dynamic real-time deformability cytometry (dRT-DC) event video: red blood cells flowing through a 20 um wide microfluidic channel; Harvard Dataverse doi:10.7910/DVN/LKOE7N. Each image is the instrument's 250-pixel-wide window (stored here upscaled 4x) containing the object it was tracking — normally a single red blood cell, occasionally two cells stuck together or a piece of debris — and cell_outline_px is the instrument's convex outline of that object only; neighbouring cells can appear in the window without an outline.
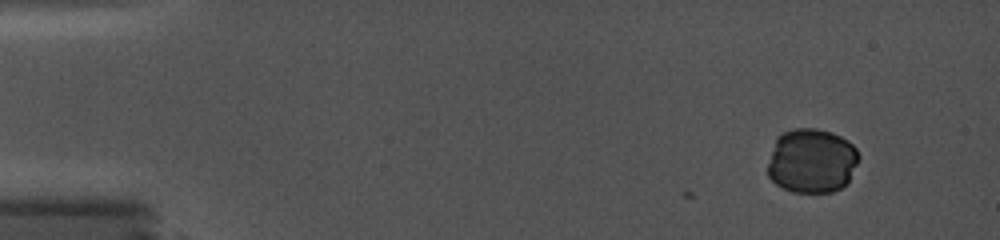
{"species": "common noctule bat (a hibernating species)", "species_latin": "Nyctalus noctula", "temperature_condition": "cold", "stored_images_in_passage": 4, "camera_frame_rate_fps": 5000, "um_per_image_px": 0.085, "animal": {"sex": "female", "body_mass_g": 19.0, "forearm_length_mm": 56.7}, "frame": {"image": 1, "passage_image": 4, "time_ms": 0.6, "image_size_px": [1000, 240], "cell_outline_px": [[860, 156], [848, 180], [840, 188], [832, 192], [792, 192], [776, 184], [768, 176], [768, 164], [776, 136], [792, 128], [816, 128], [832, 132], [848, 140], [856, 148]], "centroid_in_image_um": [68.99, 13.65], "position_along_channel_um": 16.0, "area_um2": 34.22}}